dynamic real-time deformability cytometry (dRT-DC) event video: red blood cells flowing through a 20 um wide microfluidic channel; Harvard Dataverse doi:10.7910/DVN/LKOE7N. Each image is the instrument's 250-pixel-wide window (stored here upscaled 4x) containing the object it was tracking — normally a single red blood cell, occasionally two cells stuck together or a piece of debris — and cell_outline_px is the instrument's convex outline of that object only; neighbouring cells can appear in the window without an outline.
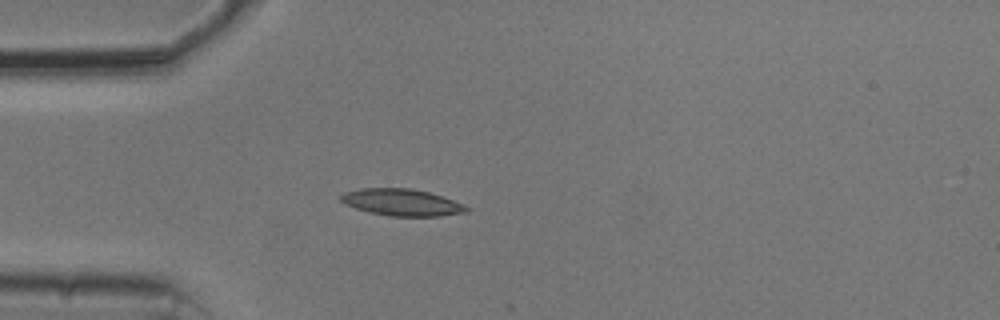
{"species": "common noctule bat (a hibernating species)", "species_latin": "Nyctalus noctula", "temperature_condition": "cold", "stored_images_in_passage": 42, "camera_frame_rate_fps": 3000, "um_per_image_px": 0.085, "animal": {"sex": "male", "body_mass_g": 20.5, "forearm_length_mm": 52.5}, "frame": {"image": 1, "passage_image": 6, "time_ms": 1.667, "image_size_px": [1000, 320], "cell_outline_px": [[472, 208], [468, 212], [440, 216], [388, 216], [368, 212], [344, 204], [340, 200], [340, 196], [344, 192], [360, 188], [408, 188], [428, 192], [464, 204]], "centroid_in_image_um": [34.15, 17.21], "position_along_channel_um": 50.9, "area_um2": 19.71}}
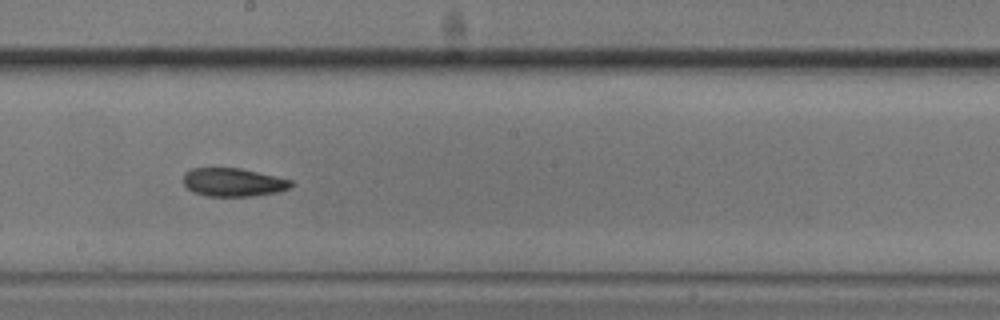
{"frame": {"image": 2, "passage_image": 21, "time_ms": 6.667, "image_size_px": [1000, 320], "cell_outline_px": [[296, 184], [292, 188], [280, 192], [252, 196], [208, 196], [192, 192], [184, 184], [184, 172], [192, 168], [240, 168], [276, 176], [292, 180]], "centroid_in_image_um": [19.88, 15.5], "position_along_channel_um": 228.3, "area_um2": 18.03}}
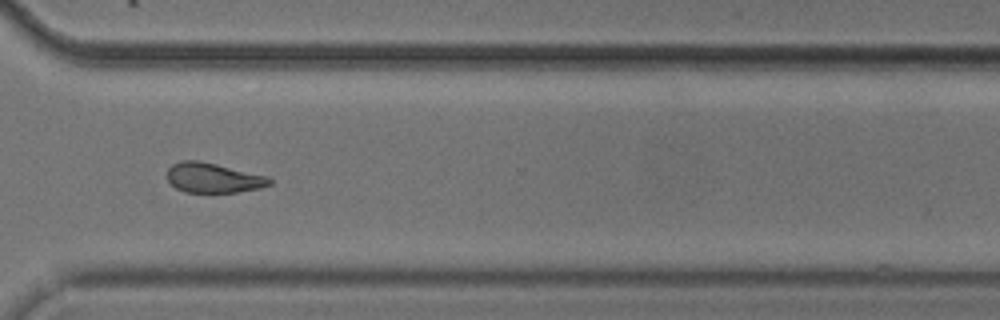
{"frame": {"image": 3, "passage_image": 31, "time_ms": 10.0, "image_size_px": [1000, 320], "cell_outline_px": [[272, 184], [260, 188], [236, 192], [184, 192], [176, 188], [168, 180], [168, 168], [172, 164], [180, 160], [200, 160], [268, 176], [272, 180]], "centroid_in_image_um": [18.13, 15.11], "position_along_channel_um": 352.5, "area_um2": 17.86}, "authors_computed_cell_mechanics": {"area_um2": 18.2648, "velocity_mm_per_s": 3.7343, "shape_relaxation_time_tau1_ms": null, "shape_relaxation_time_tau2_ms": 7.1165, "deformation_change_tau1": null, "deformation_change_tau2": 0.1503}}